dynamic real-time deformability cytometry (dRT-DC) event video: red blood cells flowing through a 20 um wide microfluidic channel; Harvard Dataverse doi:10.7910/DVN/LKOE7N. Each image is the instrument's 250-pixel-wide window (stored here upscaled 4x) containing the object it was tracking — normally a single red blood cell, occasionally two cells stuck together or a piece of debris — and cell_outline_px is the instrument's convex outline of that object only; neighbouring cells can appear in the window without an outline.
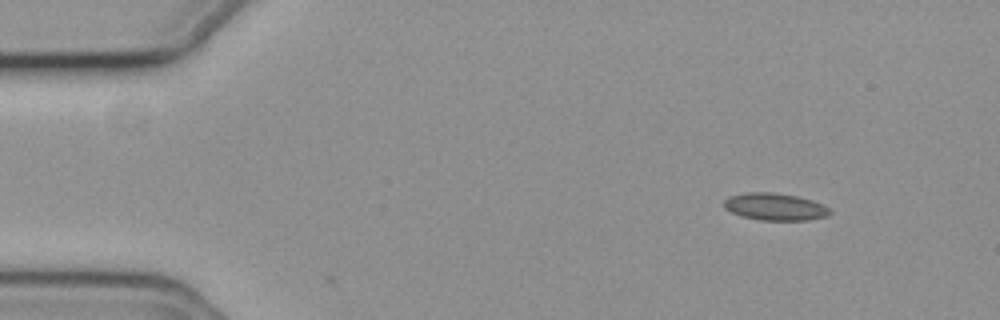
{"species": "common noctule bat (a hibernating species)", "species_latin": "Nyctalus noctula", "temperature_condition": "cold", "stored_images_in_passage": 2, "camera_frame_rate_fps": 3000, "um_per_image_px": 0.085, "animal": {"sex": "female", "body_mass_g": 19.3, "forearm_length_mm": 54.1}, "frame": {"image": 1, "passage_image": 1, "time_ms": 0.0, "image_size_px": [1000, 320], "cell_outline_px": [[832, 212], [828, 216], [808, 220], [764, 220], [744, 216], [732, 212], [724, 208], [724, 200], [728, 196], [744, 192], [772, 192], [796, 196], [812, 200], [828, 208]], "centroid_in_image_um": [65.86, 17.56], "position_along_channel_um": 19.1, "area_um2": 16.65}}